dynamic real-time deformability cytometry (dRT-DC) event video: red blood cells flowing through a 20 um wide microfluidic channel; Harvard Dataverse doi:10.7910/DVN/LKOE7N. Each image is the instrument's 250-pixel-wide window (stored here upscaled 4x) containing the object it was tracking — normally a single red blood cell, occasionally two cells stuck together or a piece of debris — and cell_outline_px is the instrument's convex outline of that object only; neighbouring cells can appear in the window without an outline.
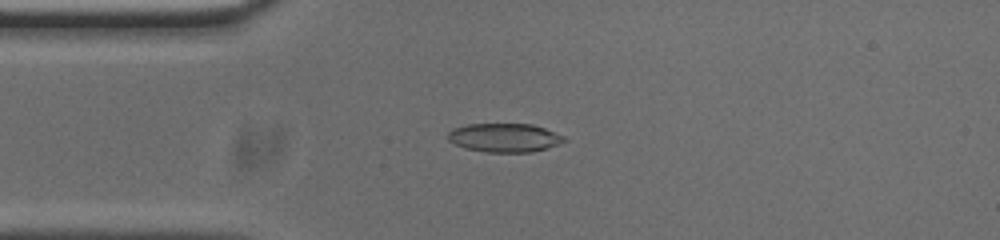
{"species": "common noctule bat (a hibernating species)", "species_latin": "Nyctalus noctula", "temperature_condition": "cold", "stored_images_in_passage": 47, "camera_frame_rate_fps": 3000, "um_per_image_px": 0.085, "animal": {"sex": "male", "body_mass_g": 20.0, "forearm_length_mm": 53.3}, "frame": {"image": 1, "passage_image": 6, "time_ms": 1.667, "image_size_px": [1000, 240], "cell_outline_px": [[568, 140], [532, 152], [488, 152], [464, 148], [448, 140], [448, 132], [452, 128], [468, 124], [532, 124], [544, 128], [564, 136]], "centroid_in_image_um": [42.85, 11.7], "position_along_channel_um": 42.2, "area_um2": 19.31}}
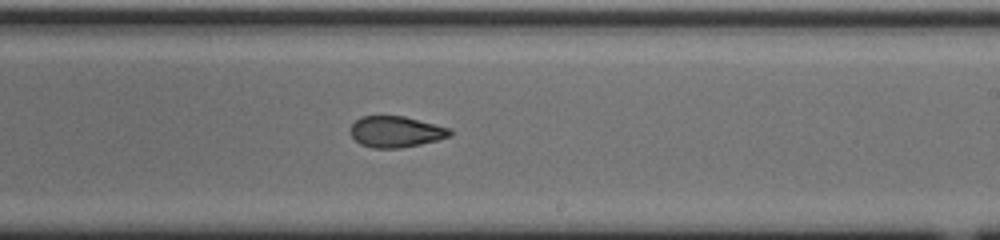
{"frame": {"image": 2, "passage_image": 24, "time_ms": 7.667, "image_size_px": [1000, 240], "cell_outline_px": [[452, 136], [420, 144], [400, 148], [372, 148], [360, 144], [348, 132], [348, 128], [360, 116], [404, 116], [452, 128]], "centroid_in_image_um": [33.64, 11.19], "position_along_channel_um": 255.4, "area_um2": 18.26}}
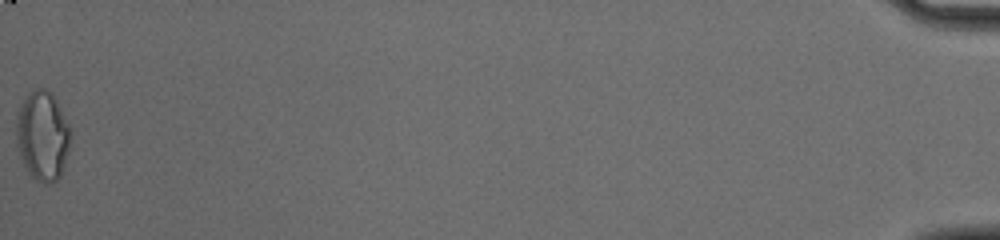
{"frame": {"image": 3, "passage_image": 47, "time_ms": 15.333, "image_size_px": [1000, 240], "cell_outline_px": [[72, 136], [68, 152], [60, 176], [56, 180], [48, 184], [44, 184], [36, 180], [28, 172], [20, 156], [16, 144], [16, 112], [28, 92], [32, 88], [44, 88], [56, 100], [72, 128]], "centroid_in_image_um": [3.62, 11.53], "position_along_channel_um": 431.6, "area_um2": 28.73}, "authors_computed_cell_mechanics": {"area_um2": 19.2474, "velocity_mm_per_s": 3.7739, "shape_relaxation_time_tau1_ms": null, "shape_relaxation_time_tau2_ms": 2.2809, "deformation_change_tau1": null, "deformation_change_tau2": 0.0783}}